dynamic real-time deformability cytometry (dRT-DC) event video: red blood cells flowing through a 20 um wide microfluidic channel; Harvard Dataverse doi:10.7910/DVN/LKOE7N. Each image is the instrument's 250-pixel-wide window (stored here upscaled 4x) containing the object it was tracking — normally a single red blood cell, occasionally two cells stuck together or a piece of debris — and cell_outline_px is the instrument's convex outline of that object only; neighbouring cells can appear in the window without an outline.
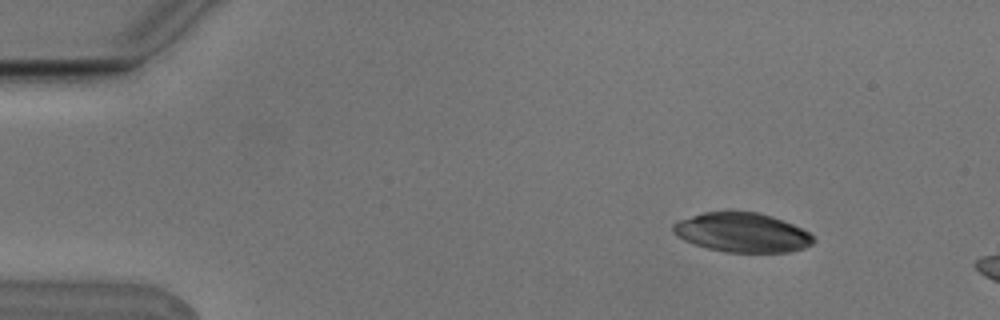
{"species": "Egyptian fruit bat (a non-hibernating species)", "species_latin": "Rousettus aegyptiacus", "temperature_condition": "cold", "stored_images_in_passage": 4, "camera_frame_rate_fps": 3000, "um_per_image_px": 0.085, "animal": {"sex": "male"}, "frame": {"image": 1, "passage_image": 1, "time_ms": 0.0, "image_size_px": [1000, 320], "cell_outline_px": [[816, 240], [812, 244], [804, 248], [792, 252], [724, 252], [708, 248], [684, 240], [676, 236], [672, 232], [672, 224], [680, 220], [704, 212], [756, 212], [772, 216], [792, 224], [808, 232]], "centroid_in_image_um": [63.08, 19.77], "position_along_channel_um": 21.9, "area_um2": 31.96}}